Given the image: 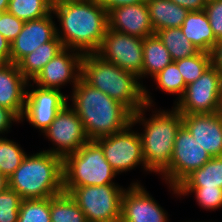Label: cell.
Returning <instances> with one entry per match:
<instances>
[{
  "label": "cell",
  "mask_w": 222,
  "mask_h": 222,
  "mask_svg": "<svg viewBox=\"0 0 222 222\" xmlns=\"http://www.w3.org/2000/svg\"><path fill=\"white\" fill-rule=\"evenodd\" d=\"M52 13L60 28L57 37L64 48L83 55L97 53L108 29L107 10L97 0H56Z\"/></svg>",
  "instance_id": "obj_1"
},
{
  "label": "cell",
  "mask_w": 222,
  "mask_h": 222,
  "mask_svg": "<svg viewBox=\"0 0 222 222\" xmlns=\"http://www.w3.org/2000/svg\"><path fill=\"white\" fill-rule=\"evenodd\" d=\"M71 107L89 140L111 135L132 124L133 113L122 103L90 86L82 78L72 90Z\"/></svg>",
  "instance_id": "obj_2"
},
{
  "label": "cell",
  "mask_w": 222,
  "mask_h": 222,
  "mask_svg": "<svg viewBox=\"0 0 222 222\" xmlns=\"http://www.w3.org/2000/svg\"><path fill=\"white\" fill-rule=\"evenodd\" d=\"M81 78L125 105L133 114L145 105L154 106L150 92L138 81L136 74L104 61L96 53L83 55Z\"/></svg>",
  "instance_id": "obj_3"
},
{
  "label": "cell",
  "mask_w": 222,
  "mask_h": 222,
  "mask_svg": "<svg viewBox=\"0 0 222 222\" xmlns=\"http://www.w3.org/2000/svg\"><path fill=\"white\" fill-rule=\"evenodd\" d=\"M145 105L132 116V124L141 123L143 133L139 132L142 141V153L149 172L161 174L170 164L173 146L178 130L183 125L182 114L174 107L170 111L155 110L150 119L145 118Z\"/></svg>",
  "instance_id": "obj_4"
},
{
  "label": "cell",
  "mask_w": 222,
  "mask_h": 222,
  "mask_svg": "<svg viewBox=\"0 0 222 222\" xmlns=\"http://www.w3.org/2000/svg\"><path fill=\"white\" fill-rule=\"evenodd\" d=\"M8 180L23 200L54 197L64 192L63 158L44 150L27 154Z\"/></svg>",
  "instance_id": "obj_5"
},
{
  "label": "cell",
  "mask_w": 222,
  "mask_h": 222,
  "mask_svg": "<svg viewBox=\"0 0 222 222\" xmlns=\"http://www.w3.org/2000/svg\"><path fill=\"white\" fill-rule=\"evenodd\" d=\"M118 175L107 162L102 148L89 140L78 151L63 158V189L69 193L80 186H101L116 184L113 178Z\"/></svg>",
  "instance_id": "obj_6"
},
{
  "label": "cell",
  "mask_w": 222,
  "mask_h": 222,
  "mask_svg": "<svg viewBox=\"0 0 222 222\" xmlns=\"http://www.w3.org/2000/svg\"><path fill=\"white\" fill-rule=\"evenodd\" d=\"M124 190L118 184L91 185L75 187L69 194L87 222H120Z\"/></svg>",
  "instance_id": "obj_7"
},
{
  "label": "cell",
  "mask_w": 222,
  "mask_h": 222,
  "mask_svg": "<svg viewBox=\"0 0 222 222\" xmlns=\"http://www.w3.org/2000/svg\"><path fill=\"white\" fill-rule=\"evenodd\" d=\"M211 155L194 139L182 125L176 135L169 166L161 173L169 188L177 187L194 170L201 168Z\"/></svg>",
  "instance_id": "obj_8"
},
{
  "label": "cell",
  "mask_w": 222,
  "mask_h": 222,
  "mask_svg": "<svg viewBox=\"0 0 222 222\" xmlns=\"http://www.w3.org/2000/svg\"><path fill=\"white\" fill-rule=\"evenodd\" d=\"M222 100V75L211 65L185 88L174 108L181 114H214Z\"/></svg>",
  "instance_id": "obj_9"
},
{
  "label": "cell",
  "mask_w": 222,
  "mask_h": 222,
  "mask_svg": "<svg viewBox=\"0 0 222 222\" xmlns=\"http://www.w3.org/2000/svg\"><path fill=\"white\" fill-rule=\"evenodd\" d=\"M130 124L124 130L94 140L103 150L107 162L119 174L141 165L149 171L144 162L142 141L139 132H134Z\"/></svg>",
  "instance_id": "obj_10"
},
{
  "label": "cell",
  "mask_w": 222,
  "mask_h": 222,
  "mask_svg": "<svg viewBox=\"0 0 222 222\" xmlns=\"http://www.w3.org/2000/svg\"><path fill=\"white\" fill-rule=\"evenodd\" d=\"M53 145L48 151L62 158L78 151L89 139L83 124L74 109L67 103L55 116L50 126L43 132Z\"/></svg>",
  "instance_id": "obj_11"
},
{
  "label": "cell",
  "mask_w": 222,
  "mask_h": 222,
  "mask_svg": "<svg viewBox=\"0 0 222 222\" xmlns=\"http://www.w3.org/2000/svg\"><path fill=\"white\" fill-rule=\"evenodd\" d=\"M143 40L107 29L102 45L96 53L104 61L117 65L138 77L143 65Z\"/></svg>",
  "instance_id": "obj_12"
},
{
  "label": "cell",
  "mask_w": 222,
  "mask_h": 222,
  "mask_svg": "<svg viewBox=\"0 0 222 222\" xmlns=\"http://www.w3.org/2000/svg\"><path fill=\"white\" fill-rule=\"evenodd\" d=\"M33 89L26 90L25 107L20 122L27 120L42 133L50 126L58 112L68 103V96L61 90L42 88L27 84Z\"/></svg>",
  "instance_id": "obj_13"
},
{
  "label": "cell",
  "mask_w": 222,
  "mask_h": 222,
  "mask_svg": "<svg viewBox=\"0 0 222 222\" xmlns=\"http://www.w3.org/2000/svg\"><path fill=\"white\" fill-rule=\"evenodd\" d=\"M82 58V53L64 48L42 68L32 80L33 84L42 88L60 90L62 86L72 82L73 89L81 78Z\"/></svg>",
  "instance_id": "obj_14"
},
{
  "label": "cell",
  "mask_w": 222,
  "mask_h": 222,
  "mask_svg": "<svg viewBox=\"0 0 222 222\" xmlns=\"http://www.w3.org/2000/svg\"><path fill=\"white\" fill-rule=\"evenodd\" d=\"M167 213L139 182L123 192L120 222H169Z\"/></svg>",
  "instance_id": "obj_15"
},
{
  "label": "cell",
  "mask_w": 222,
  "mask_h": 222,
  "mask_svg": "<svg viewBox=\"0 0 222 222\" xmlns=\"http://www.w3.org/2000/svg\"><path fill=\"white\" fill-rule=\"evenodd\" d=\"M52 11L40 19L26 21L16 39L11 42V63L18 64L26 55L56 36Z\"/></svg>",
  "instance_id": "obj_16"
},
{
  "label": "cell",
  "mask_w": 222,
  "mask_h": 222,
  "mask_svg": "<svg viewBox=\"0 0 222 222\" xmlns=\"http://www.w3.org/2000/svg\"><path fill=\"white\" fill-rule=\"evenodd\" d=\"M108 29L144 39L155 34L146 1L115 7L107 12Z\"/></svg>",
  "instance_id": "obj_17"
},
{
  "label": "cell",
  "mask_w": 222,
  "mask_h": 222,
  "mask_svg": "<svg viewBox=\"0 0 222 222\" xmlns=\"http://www.w3.org/2000/svg\"><path fill=\"white\" fill-rule=\"evenodd\" d=\"M183 125L211 157L222 156V123L214 114H182Z\"/></svg>",
  "instance_id": "obj_18"
},
{
  "label": "cell",
  "mask_w": 222,
  "mask_h": 222,
  "mask_svg": "<svg viewBox=\"0 0 222 222\" xmlns=\"http://www.w3.org/2000/svg\"><path fill=\"white\" fill-rule=\"evenodd\" d=\"M28 80L22 75L18 65L0 63V105L22 117Z\"/></svg>",
  "instance_id": "obj_19"
},
{
  "label": "cell",
  "mask_w": 222,
  "mask_h": 222,
  "mask_svg": "<svg viewBox=\"0 0 222 222\" xmlns=\"http://www.w3.org/2000/svg\"><path fill=\"white\" fill-rule=\"evenodd\" d=\"M181 29L185 37L192 42L199 51L210 53L213 46L218 42L204 10L190 11L183 21Z\"/></svg>",
  "instance_id": "obj_20"
},
{
  "label": "cell",
  "mask_w": 222,
  "mask_h": 222,
  "mask_svg": "<svg viewBox=\"0 0 222 222\" xmlns=\"http://www.w3.org/2000/svg\"><path fill=\"white\" fill-rule=\"evenodd\" d=\"M155 33L162 29L179 28L189 11L171 0H146Z\"/></svg>",
  "instance_id": "obj_21"
},
{
  "label": "cell",
  "mask_w": 222,
  "mask_h": 222,
  "mask_svg": "<svg viewBox=\"0 0 222 222\" xmlns=\"http://www.w3.org/2000/svg\"><path fill=\"white\" fill-rule=\"evenodd\" d=\"M63 49L61 40L56 36L52 41L40 45L26 55L17 64L20 72L31 83L42 68Z\"/></svg>",
  "instance_id": "obj_22"
},
{
  "label": "cell",
  "mask_w": 222,
  "mask_h": 222,
  "mask_svg": "<svg viewBox=\"0 0 222 222\" xmlns=\"http://www.w3.org/2000/svg\"><path fill=\"white\" fill-rule=\"evenodd\" d=\"M173 60L170 53L156 34L143 40V65L139 80L147 75L156 76Z\"/></svg>",
  "instance_id": "obj_23"
},
{
  "label": "cell",
  "mask_w": 222,
  "mask_h": 222,
  "mask_svg": "<svg viewBox=\"0 0 222 222\" xmlns=\"http://www.w3.org/2000/svg\"><path fill=\"white\" fill-rule=\"evenodd\" d=\"M177 187L222 188V156L212 157L194 170Z\"/></svg>",
  "instance_id": "obj_24"
},
{
  "label": "cell",
  "mask_w": 222,
  "mask_h": 222,
  "mask_svg": "<svg viewBox=\"0 0 222 222\" xmlns=\"http://www.w3.org/2000/svg\"><path fill=\"white\" fill-rule=\"evenodd\" d=\"M155 34L169 51L173 61L191 57L199 52V49L185 37L181 27L162 29Z\"/></svg>",
  "instance_id": "obj_25"
},
{
  "label": "cell",
  "mask_w": 222,
  "mask_h": 222,
  "mask_svg": "<svg viewBox=\"0 0 222 222\" xmlns=\"http://www.w3.org/2000/svg\"><path fill=\"white\" fill-rule=\"evenodd\" d=\"M51 222H87L85 214L69 193L50 197Z\"/></svg>",
  "instance_id": "obj_26"
},
{
  "label": "cell",
  "mask_w": 222,
  "mask_h": 222,
  "mask_svg": "<svg viewBox=\"0 0 222 222\" xmlns=\"http://www.w3.org/2000/svg\"><path fill=\"white\" fill-rule=\"evenodd\" d=\"M52 3V0H9L7 11L26 22L48 15Z\"/></svg>",
  "instance_id": "obj_27"
},
{
  "label": "cell",
  "mask_w": 222,
  "mask_h": 222,
  "mask_svg": "<svg viewBox=\"0 0 222 222\" xmlns=\"http://www.w3.org/2000/svg\"><path fill=\"white\" fill-rule=\"evenodd\" d=\"M25 153L18 143L0 136V173L9 178L23 162Z\"/></svg>",
  "instance_id": "obj_28"
},
{
  "label": "cell",
  "mask_w": 222,
  "mask_h": 222,
  "mask_svg": "<svg viewBox=\"0 0 222 222\" xmlns=\"http://www.w3.org/2000/svg\"><path fill=\"white\" fill-rule=\"evenodd\" d=\"M183 76L187 85L196 81L203 72L211 66V55L205 51H199L197 54L174 61Z\"/></svg>",
  "instance_id": "obj_29"
},
{
  "label": "cell",
  "mask_w": 222,
  "mask_h": 222,
  "mask_svg": "<svg viewBox=\"0 0 222 222\" xmlns=\"http://www.w3.org/2000/svg\"><path fill=\"white\" fill-rule=\"evenodd\" d=\"M157 88L169 94H177L178 101L185 92L186 84L174 61L153 77Z\"/></svg>",
  "instance_id": "obj_30"
},
{
  "label": "cell",
  "mask_w": 222,
  "mask_h": 222,
  "mask_svg": "<svg viewBox=\"0 0 222 222\" xmlns=\"http://www.w3.org/2000/svg\"><path fill=\"white\" fill-rule=\"evenodd\" d=\"M173 194L186 196L189 193H195V198L201 208L215 210L222 207V188L205 187H174Z\"/></svg>",
  "instance_id": "obj_31"
},
{
  "label": "cell",
  "mask_w": 222,
  "mask_h": 222,
  "mask_svg": "<svg viewBox=\"0 0 222 222\" xmlns=\"http://www.w3.org/2000/svg\"><path fill=\"white\" fill-rule=\"evenodd\" d=\"M17 222H51L50 197L22 200Z\"/></svg>",
  "instance_id": "obj_32"
},
{
  "label": "cell",
  "mask_w": 222,
  "mask_h": 222,
  "mask_svg": "<svg viewBox=\"0 0 222 222\" xmlns=\"http://www.w3.org/2000/svg\"><path fill=\"white\" fill-rule=\"evenodd\" d=\"M22 197L13 189L7 188L0 193V222H17Z\"/></svg>",
  "instance_id": "obj_33"
},
{
  "label": "cell",
  "mask_w": 222,
  "mask_h": 222,
  "mask_svg": "<svg viewBox=\"0 0 222 222\" xmlns=\"http://www.w3.org/2000/svg\"><path fill=\"white\" fill-rule=\"evenodd\" d=\"M24 21L18 19L10 12L0 13V33L11 43L21 32Z\"/></svg>",
  "instance_id": "obj_34"
},
{
  "label": "cell",
  "mask_w": 222,
  "mask_h": 222,
  "mask_svg": "<svg viewBox=\"0 0 222 222\" xmlns=\"http://www.w3.org/2000/svg\"><path fill=\"white\" fill-rule=\"evenodd\" d=\"M204 11L217 40L222 39V0H211L206 3Z\"/></svg>",
  "instance_id": "obj_35"
},
{
  "label": "cell",
  "mask_w": 222,
  "mask_h": 222,
  "mask_svg": "<svg viewBox=\"0 0 222 222\" xmlns=\"http://www.w3.org/2000/svg\"><path fill=\"white\" fill-rule=\"evenodd\" d=\"M12 122H20V118L11 110L0 105V136L1 134L8 133L12 127Z\"/></svg>",
  "instance_id": "obj_36"
},
{
  "label": "cell",
  "mask_w": 222,
  "mask_h": 222,
  "mask_svg": "<svg viewBox=\"0 0 222 222\" xmlns=\"http://www.w3.org/2000/svg\"><path fill=\"white\" fill-rule=\"evenodd\" d=\"M210 55L211 65L222 75V39L213 46Z\"/></svg>",
  "instance_id": "obj_37"
},
{
  "label": "cell",
  "mask_w": 222,
  "mask_h": 222,
  "mask_svg": "<svg viewBox=\"0 0 222 222\" xmlns=\"http://www.w3.org/2000/svg\"><path fill=\"white\" fill-rule=\"evenodd\" d=\"M179 6L190 11H203L207 1L206 0H171Z\"/></svg>",
  "instance_id": "obj_38"
},
{
  "label": "cell",
  "mask_w": 222,
  "mask_h": 222,
  "mask_svg": "<svg viewBox=\"0 0 222 222\" xmlns=\"http://www.w3.org/2000/svg\"><path fill=\"white\" fill-rule=\"evenodd\" d=\"M10 62H11V44L0 33V63H10Z\"/></svg>",
  "instance_id": "obj_39"
},
{
  "label": "cell",
  "mask_w": 222,
  "mask_h": 222,
  "mask_svg": "<svg viewBox=\"0 0 222 222\" xmlns=\"http://www.w3.org/2000/svg\"><path fill=\"white\" fill-rule=\"evenodd\" d=\"M106 10L107 12L115 7L137 4L140 2H144L146 0H97Z\"/></svg>",
  "instance_id": "obj_40"
},
{
  "label": "cell",
  "mask_w": 222,
  "mask_h": 222,
  "mask_svg": "<svg viewBox=\"0 0 222 222\" xmlns=\"http://www.w3.org/2000/svg\"><path fill=\"white\" fill-rule=\"evenodd\" d=\"M9 187V180L8 178L0 173V193L4 190H6Z\"/></svg>",
  "instance_id": "obj_41"
},
{
  "label": "cell",
  "mask_w": 222,
  "mask_h": 222,
  "mask_svg": "<svg viewBox=\"0 0 222 222\" xmlns=\"http://www.w3.org/2000/svg\"><path fill=\"white\" fill-rule=\"evenodd\" d=\"M9 0H0V13L7 11Z\"/></svg>",
  "instance_id": "obj_42"
},
{
  "label": "cell",
  "mask_w": 222,
  "mask_h": 222,
  "mask_svg": "<svg viewBox=\"0 0 222 222\" xmlns=\"http://www.w3.org/2000/svg\"><path fill=\"white\" fill-rule=\"evenodd\" d=\"M216 114L218 115L220 122L222 123V100L220 101Z\"/></svg>",
  "instance_id": "obj_43"
}]
</instances>
